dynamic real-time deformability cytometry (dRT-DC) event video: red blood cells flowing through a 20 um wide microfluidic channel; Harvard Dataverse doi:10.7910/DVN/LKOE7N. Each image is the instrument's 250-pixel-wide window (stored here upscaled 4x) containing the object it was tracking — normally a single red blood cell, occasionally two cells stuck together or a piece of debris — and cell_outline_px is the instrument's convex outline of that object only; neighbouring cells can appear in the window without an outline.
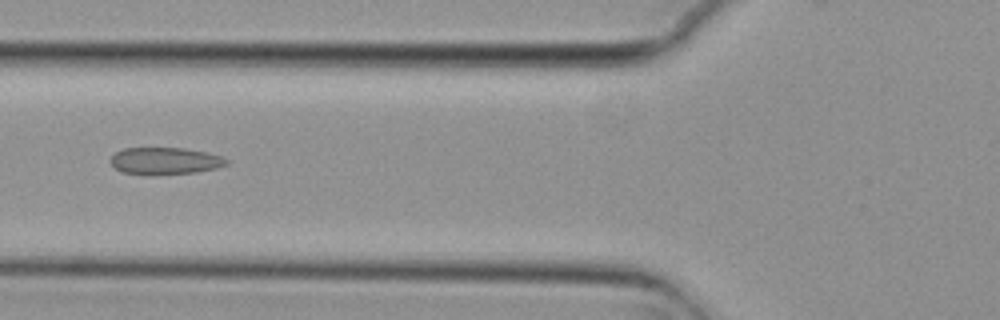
{"species": "common noctule bat (a hibernating species)", "species_latin": "Nyctalus noctula", "temperature_condition": "cold", "stored_images_in_passage": 7, "camera_frame_rate_fps": 3000, "um_per_image_px": 0.085, "animal": {"sex": "female", "body_mass_g": 29.2, "forearm_length_mm": 56.3}, "frame": {"image": 1, "passage_image": 5, "time_ms": 1.333, "image_size_px": [1000, 320], "cell_outline_px": [[228, 164], [216, 168], [196, 172], [152, 176], [120, 172], [108, 160], [116, 152], [124, 148], [184, 148], [208, 152], [220, 156], [228, 160]], "centroid_in_image_um": [14.0, 13.69], "position_along_channel_um": 111.8, "area_um2": 18.55}}
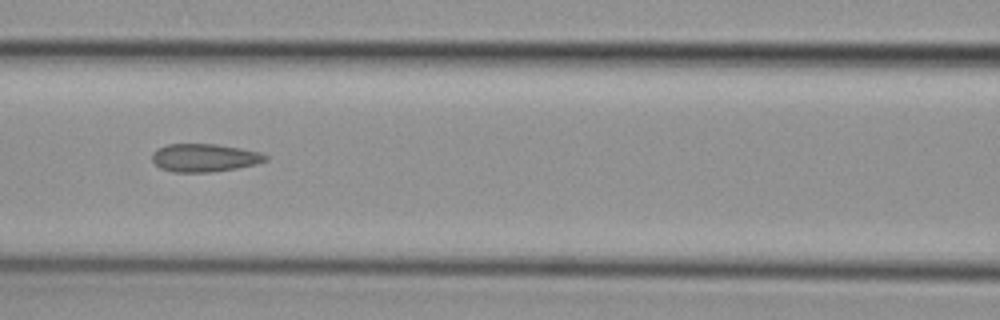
{"frame": {"image": 2, "passage_image": 6, "time_ms": 1.667, "image_size_px": [1000, 320], "cell_outline_px": [[268, 160], [256, 164], [236, 168], [212, 172], [172, 172], [160, 168], [152, 160], [152, 152], [156, 148], [168, 144], [216, 144], [240, 148], [260, 152], [268, 156]], "centroid_in_image_um": [17.36, 13.41], "position_along_channel_um": 149.2, "area_um2": 18.61}}
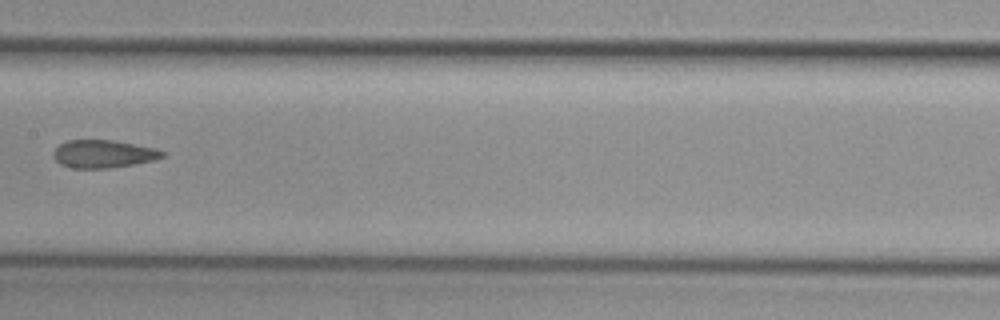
{"frame": {"image": 3, "passage_image": 7, "time_ms": 2.0, "image_size_px": [1000, 320], "cell_outline_px": [[164, 156], [152, 160], [132, 164], [108, 168], [72, 168], [60, 164], [52, 156], [52, 152], [60, 144], [68, 140], [112, 140], [156, 148], [164, 152]], "centroid_in_image_um": [8.74, 13.08], "position_along_channel_um": 198.7, "area_um2": 17.51}}